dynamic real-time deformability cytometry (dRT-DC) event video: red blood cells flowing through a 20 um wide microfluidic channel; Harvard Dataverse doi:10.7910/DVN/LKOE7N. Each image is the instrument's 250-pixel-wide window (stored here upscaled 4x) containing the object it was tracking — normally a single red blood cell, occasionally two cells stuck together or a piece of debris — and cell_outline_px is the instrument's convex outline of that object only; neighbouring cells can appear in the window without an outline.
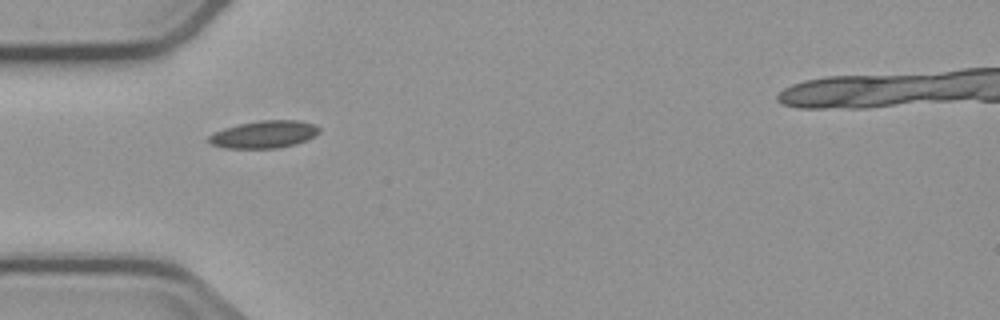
{"species": "common noctule bat (a hibernating species)", "species_latin": "Nyctalus noctula", "temperature_condition": "cold", "stored_images_in_passage": 2, "camera_frame_rate_fps": 3000, "um_per_image_px": 0.085, "animal": {"sex": "male", "body_mass_g": 23.1, "forearm_length_mm": 52.7}, "frame": {"image": 1, "passage_image": 1, "time_ms": 0.0, "image_size_px": [1000, 320], "cell_outline_px": [[320, 132], [308, 140], [296, 144], [276, 148], [224, 148], [212, 144], [208, 140], [208, 136], [212, 132], [224, 128], [240, 124], [260, 120], [296, 120], [312, 124], [320, 128]], "centroid_in_image_um": [22.44, 11.42], "position_along_channel_um": 62.6, "area_um2": 17.63}}
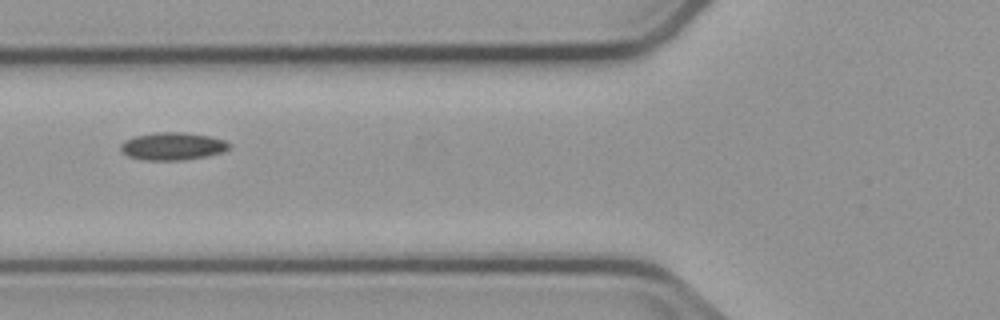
{"frame": {"image": 2, "passage_image": 2, "time_ms": 1.333, "image_size_px": [1000, 320], "cell_outline_px": [[232, 144], [224, 152], [208, 156], [184, 160], [144, 160], [128, 156], [120, 148], [120, 144], [124, 140], [136, 136], [156, 132], [184, 132], [208, 136], [224, 140]], "centroid_in_image_um": [14.69, 12.43], "position_along_channel_um": 111.1, "area_um2": 17.51}}